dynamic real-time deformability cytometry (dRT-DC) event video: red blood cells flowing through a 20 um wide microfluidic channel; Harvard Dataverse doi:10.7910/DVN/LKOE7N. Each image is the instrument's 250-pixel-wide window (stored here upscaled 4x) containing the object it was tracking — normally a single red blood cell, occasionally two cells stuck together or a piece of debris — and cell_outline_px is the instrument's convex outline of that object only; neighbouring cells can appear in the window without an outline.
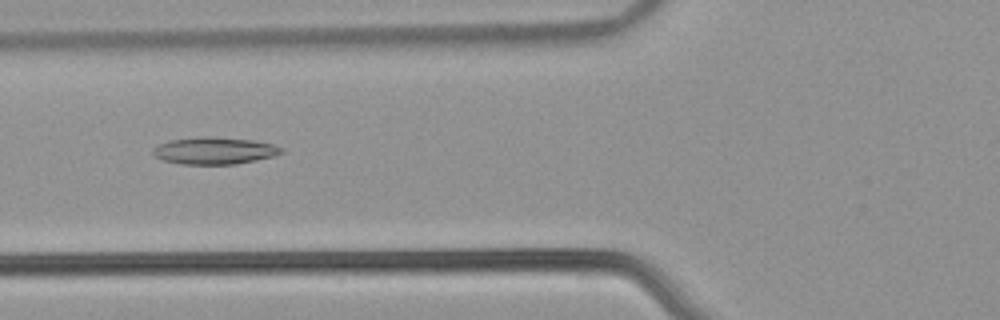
{"species": "common noctule bat (a hibernating species)", "species_latin": "Nyctalus noctula", "temperature_condition": "warm", "stored_images_in_passage": 47, "camera_frame_rate_fps": 3000, "um_per_image_px": 0.085, "animal": {"sex": "male", "body_mass_g": 21.5, "forearm_length_mm": 52.0}, "frame": {"image": 1, "passage_image": 16, "time_ms": 5.0, "image_size_px": [1000, 320], "cell_outline_px": [[284, 152], [272, 156], [256, 160], [236, 164], [180, 164], [164, 160], [156, 156], [152, 152], [152, 148], [168, 140], [196, 136], [212, 136], [256, 140], [276, 144], [284, 148]], "centroid_in_image_um": [18.26, 12.79], "position_along_channel_um": 107.5, "area_um2": 20.58}}
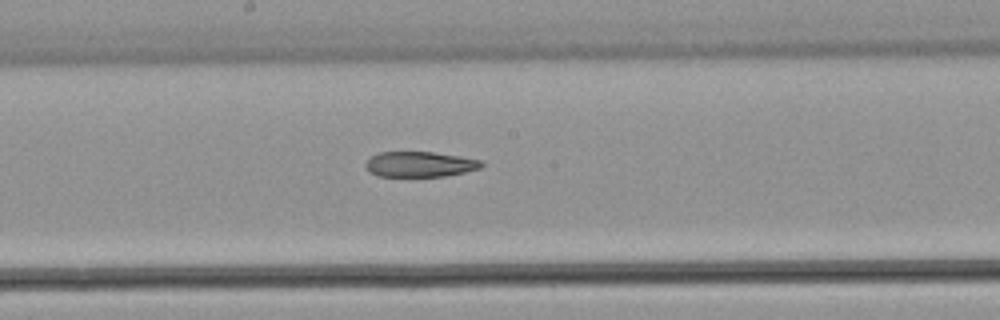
{"frame": {"image": 2, "passage_image": 24, "time_ms": 7.667, "image_size_px": [1000, 320], "cell_outline_px": [[484, 164], [480, 168], [464, 172], [444, 176], [376, 176], [368, 172], [364, 164], [372, 156], [380, 152], [432, 152], [460, 156], [480, 160]], "centroid_in_image_um": [35.66, 13.96], "position_along_channel_um": 212.5, "area_um2": 17.05}}
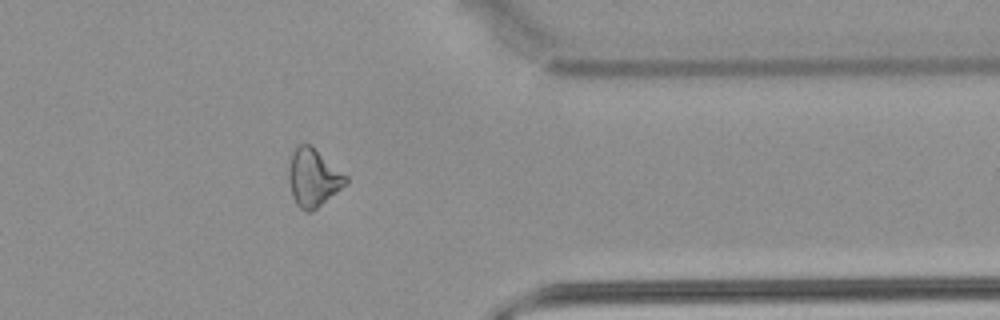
{"frame": {"image": 3, "passage_image": 38, "time_ms": 12.333, "image_size_px": [1000, 320], "cell_outline_px": [[348, 184], [312, 212], [304, 212], [296, 204], [292, 196], [288, 180], [288, 168], [292, 152], [296, 144], [312, 144], [348, 176]], "centroid_in_image_um": [26.64, 15.09], "position_along_channel_um": 384.8, "area_um2": 19.83}}